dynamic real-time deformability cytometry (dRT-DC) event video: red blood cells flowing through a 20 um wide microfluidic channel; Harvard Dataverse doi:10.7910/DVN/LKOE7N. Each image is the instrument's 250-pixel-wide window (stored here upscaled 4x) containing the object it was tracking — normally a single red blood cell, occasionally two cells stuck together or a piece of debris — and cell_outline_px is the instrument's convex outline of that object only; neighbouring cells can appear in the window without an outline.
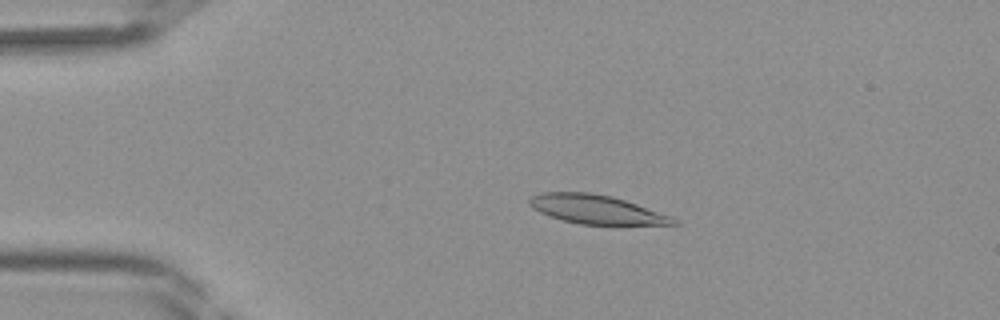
{"species": "Egyptian fruit bat (a non-hibernating species)", "species_latin": "Rousettus aegyptiacus", "temperature_condition": "room temperature", "stored_images_in_passage": 41, "camera_frame_rate_fps": 3000, "um_per_image_px": 0.085, "frame": {"image": 1, "passage_image": 8, "time_ms": 2.333, "image_size_px": [1000, 320], "cell_outline_px": [[680, 224], [580, 224], [564, 220], [540, 212], [532, 208], [528, 204], [528, 200], [532, 196], [540, 192], [592, 192], [612, 196], [672, 216], [680, 220]], "centroid_in_image_um": [50.69, 17.78], "position_along_channel_um": 34.3, "area_um2": 24.04}}
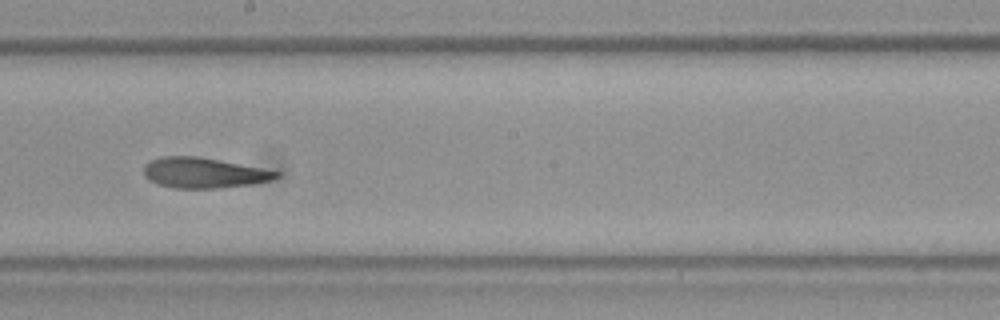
{"frame": {"image": 2, "passage_image": 23, "time_ms": 7.333, "image_size_px": [1000, 320], "cell_outline_px": [[280, 176], [272, 180], [252, 184], [216, 188], [176, 188], [156, 184], [148, 180], [144, 176], [144, 164], [152, 160], [164, 156], [200, 156], [280, 172]], "centroid_in_image_um": [17.29, 14.69], "position_along_channel_um": 230.9, "area_um2": 23.41}}
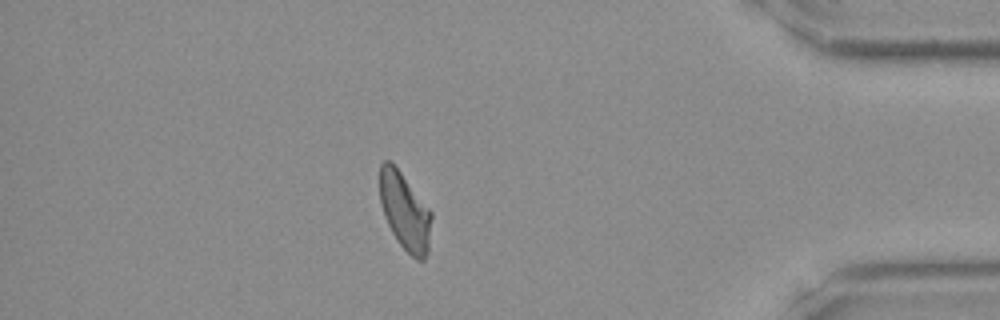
{"frame": {"image": 3, "passage_image": 36, "time_ms": 11.667, "image_size_px": [1000, 320], "cell_outline_px": [[432, 216], [428, 252], [424, 260], [416, 260], [400, 244], [392, 232], [384, 216], [380, 204], [380, 164], [384, 160], [392, 160], [432, 212]], "centroid_in_image_um": [34.41, 17.94], "position_along_channel_um": 400.8, "area_um2": 23.41}}